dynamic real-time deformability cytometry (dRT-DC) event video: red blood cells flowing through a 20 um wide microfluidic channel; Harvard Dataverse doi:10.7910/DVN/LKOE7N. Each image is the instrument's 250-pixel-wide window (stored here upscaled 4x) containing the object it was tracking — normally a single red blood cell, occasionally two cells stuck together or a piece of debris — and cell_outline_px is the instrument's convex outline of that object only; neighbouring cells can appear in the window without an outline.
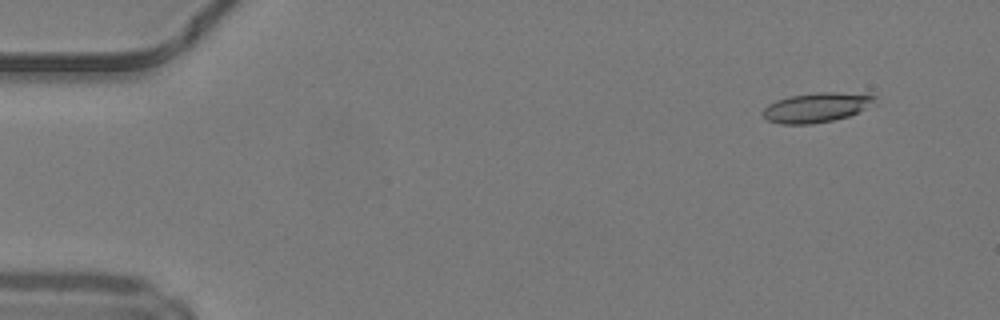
{"species": "common noctule bat (a hibernating species)", "species_latin": "Nyctalus noctula", "temperature_condition": "warm", "stored_images_in_passage": 50, "camera_frame_rate_fps": 3000, "um_per_image_px": 0.085, "animal": {"sex": "male", "body_mass_g": 19.2, "forearm_length_mm": 51.8}, "frame": {"image": 1, "passage_image": 5, "time_ms": 1.333, "image_size_px": [1000, 320], "cell_outline_px": [[876, 104], [848, 116], [832, 120], [812, 124], [780, 124], [768, 120], [760, 112], [768, 104], [776, 100], [788, 96], [820, 92], [832, 92], [876, 96]], "centroid_in_image_um": [69.36, 9.14], "position_along_channel_um": 15.6, "area_um2": 19.25}}
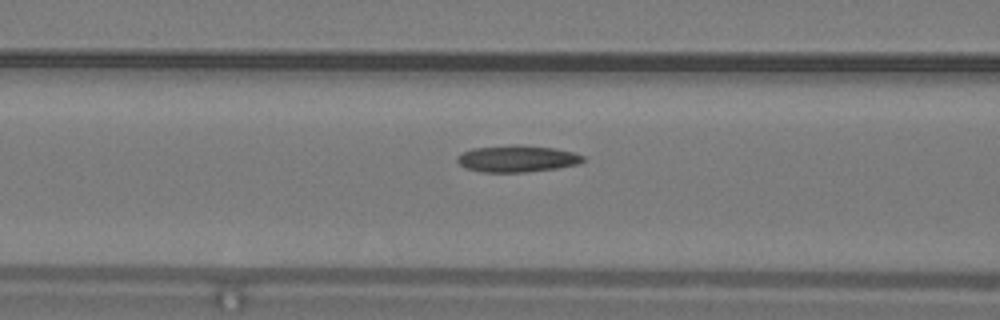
{"frame": {"image": 2, "passage_image": 21, "time_ms": 6.667, "image_size_px": [1000, 320], "cell_outline_px": [[584, 160], [580, 164], [556, 168], [524, 172], [484, 172], [464, 168], [456, 160], [456, 156], [472, 148], [512, 144], [520, 144], [556, 148], [572, 152], [584, 156]], "centroid_in_image_um": [43.94, 13.47], "position_along_channel_um": 122.7, "area_um2": 19.77}}
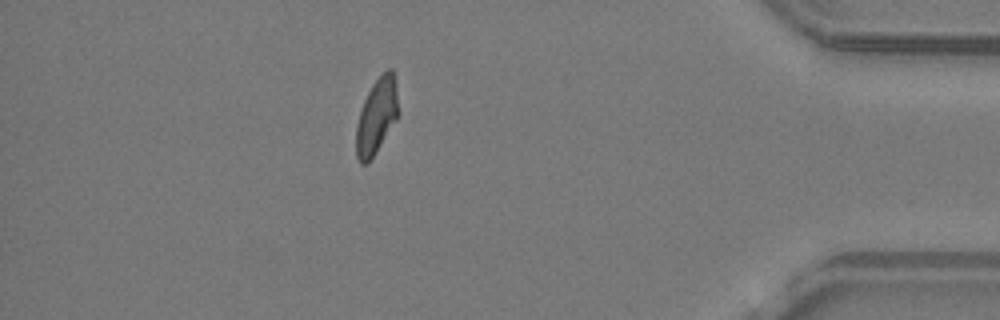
{"frame": {"image": 3, "passage_image": 44, "time_ms": 14.333, "image_size_px": [1000, 320], "cell_outline_px": [[396, 120], [376, 152], [368, 164], [360, 164], [356, 156], [356, 124], [364, 100], [372, 84], [388, 68], [392, 68], [396, 84]], "centroid_in_image_um": [31.97, 9.91], "position_along_channel_um": 403.2, "area_um2": 18.15}, "authors_computed_cell_mechanics": {"area_um2": 19.074, "velocity_mm_per_s": 4.2364, "shape_relaxation_time_tau1_ms": 8.934, "shape_relaxation_time_tau2_ms": 8.1987, "deformation_change_tau1": 0.2353, "deformation_change_tau2": 0.1611}}